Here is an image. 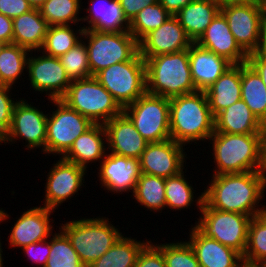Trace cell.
Masks as SVG:
<instances>
[{
	"label": "cell",
	"mask_w": 266,
	"mask_h": 267,
	"mask_svg": "<svg viewBox=\"0 0 266 267\" xmlns=\"http://www.w3.org/2000/svg\"><path fill=\"white\" fill-rule=\"evenodd\" d=\"M211 178L203 190L204 202L210 208L241 213L251 218L266 212V205L260 203L265 197L266 172L221 174Z\"/></svg>",
	"instance_id": "cell-1"
},
{
	"label": "cell",
	"mask_w": 266,
	"mask_h": 267,
	"mask_svg": "<svg viewBox=\"0 0 266 267\" xmlns=\"http://www.w3.org/2000/svg\"><path fill=\"white\" fill-rule=\"evenodd\" d=\"M169 106L170 135L175 142L184 146L206 142L214 133L215 119L205 91L170 98Z\"/></svg>",
	"instance_id": "cell-2"
},
{
	"label": "cell",
	"mask_w": 266,
	"mask_h": 267,
	"mask_svg": "<svg viewBox=\"0 0 266 267\" xmlns=\"http://www.w3.org/2000/svg\"><path fill=\"white\" fill-rule=\"evenodd\" d=\"M144 60L146 93L170 99L197 91L191 75L189 49Z\"/></svg>",
	"instance_id": "cell-3"
},
{
	"label": "cell",
	"mask_w": 266,
	"mask_h": 267,
	"mask_svg": "<svg viewBox=\"0 0 266 267\" xmlns=\"http://www.w3.org/2000/svg\"><path fill=\"white\" fill-rule=\"evenodd\" d=\"M109 218H80L61 224L59 229L68 237L85 267L108 251L123 235Z\"/></svg>",
	"instance_id": "cell-4"
},
{
	"label": "cell",
	"mask_w": 266,
	"mask_h": 267,
	"mask_svg": "<svg viewBox=\"0 0 266 267\" xmlns=\"http://www.w3.org/2000/svg\"><path fill=\"white\" fill-rule=\"evenodd\" d=\"M208 141L216 165L213 175L261 171L258 134L214 132Z\"/></svg>",
	"instance_id": "cell-5"
},
{
	"label": "cell",
	"mask_w": 266,
	"mask_h": 267,
	"mask_svg": "<svg viewBox=\"0 0 266 267\" xmlns=\"http://www.w3.org/2000/svg\"><path fill=\"white\" fill-rule=\"evenodd\" d=\"M82 38L86 45L92 76L113 64L132 60L139 53V42L129 31L106 32L88 29L83 31Z\"/></svg>",
	"instance_id": "cell-6"
},
{
	"label": "cell",
	"mask_w": 266,
	"mask_h": 267,
	"mask_svg": "<svg viewBox=\"0 0 266 267\" xmlns=\"http://www.w3.org/2000/svg\"><path fill=\"white\" fill-rule=\"evenodd\" d=\"M61 100L98 124H104L123 112V108L94 76L72 80Z\"/></svg>",
	"instance_id": "cell-7"
},
{
	"label": "cell",
	"mask_w": 266,
	"mask_h": 267,
	"mask_svg": "<svg viewBox=\"0 0 266 267\" xmlns=\"http://www.w3.org/2000/svg\"><path fill=\"white\" fill-rule=\"evenodd\" d=\"M94 77L122 108L146 93V65L140 53L132 60L101 70Z\"/></svg>",
	"instance_id": "cell-8"
},
{
	"label": "cell",
	"mask_w": 266,
	"mask_h": 267,
	"mask_svg": "<svg viewBox=\"0 0 266 267\" xmlns=\"http://www.w3.org/2000/svg\"><path fill=\"white\" fill-rule=\"evenodd\" d=\"M194 225L203 235L230 247L242 256L247 246L248 225L251 217L210 208L205 202Z\"/></svg>",
	"instance_id": "cell-9"
},
{
	"label": "cell",
	"mask_w": 266,
	"mask_h": 267,
	"mask_svg": "<svg viewBox=\"0 0 266 267\" xmlns=\"http://www.w3.org/2000/svg\"><path fill=\"white\" fill-rule=\"evenodd\" d=\"M123 112L149 143L171 139L169 98L145 93Z\"/></svg>",
	"instance_id": "cell-10"
},
{
	"label": "cell",
	"mask_w": 266,
	"mask_h": 267,
	"mask_svg": "<svg viewBox=\"0 0 266 267\" xmlns=\"http://www.w3.org/2000/svg\"><path fill=\"white\" fill-rule=\"evenodd\" d=\"M56 110L48 113L45 154L61 157L70 149L75 139L94 123L61 99H49Z\"/></svg>",
	"instance_id": "cell-11"
},
{
	"label": "cell",
	"mask_w": 266,
	"mask_h": 267,
	"mask_svg": "<svg viewBox=\"0 0 266 267\" xmlns=\"http://www.w3.org/2000/svg\"><path fill=\"white\" fill-rule=\"evenodd\" d=\"M220 12L235 40L247 53L257 52L266 27L262 3L224 4Z\"/></svg>",
	"instance_id": "cell-12"
},
{
	"label": "cell",
	"mask_w": 266,
	"mask_h": 267,
	"mask_svg": "<svg viewBox=\"0 0 266 267\" xmlns=\"http://www.w3.org/2000/svg\"><path fill=\"white\" fill-rule=\"evenodd\" d=\"M31 104L24 98L18 100L13 109L11 126L1 138V144L15 143L21 138L27 142L26 149L40 150L42 147V152L45 153L48 114Z\"/></svg>",
	"instance_id": "cell-13"
},
{
	"label": "cell",
	"mask_w": 266,
	"mask_h": 267,
	"mask_svg": "<svg viewBox=\"0 0 266 267\" xmlns=\"http://www.w3.org/2000/svg\"><path fill=\"white\" fill-rule=\"evenodd\" d=\"M30 52L27 60V74L30 87L37 93L46 92L49 99H61L67 92L72 80L67 76L58 57Z\"/></svg>",
	"instance_id": "cell-14"
},
{
	"label": "cell",
	"mask_w": 266,
	"mask_h": 267,
	"mask_svg": "<svg viewBox=\"0 0 266 267\" xmlns=\"http://www.w3.org/2000/svg\"><path fill=\"white\" fill-rule=\"evenodd\" d=\"M51 167L46 179L43 207L56 210L64 201L72 199L78 193L85 183L87 170L62 157Z\"/></svg>",
	"instance_id": "cell-15"
},
{
	"label": "cell",
	"mask_w": 266,
	"mask_h": 267,
	"mask_svg": "<svg viewBox=\"0 0 266 267\" xmlns=\"http://www.w3.org/2000/svg\"><path fill=\"white\" fill-rule=\"evenodd\" d=\"M185 149L173 139L148 143L139 158L141 173L165 179L180 173L185 170V158H188Z\"/></svg>",
	"instance_id": "cell-16"
},
{
	"label": "cell",
	"mask_w": 266,
	"mask_h": 267,
	"mask_svg": "<svg viewBox=\"0 0 266 267\" xmlns=\"http://www.w3.org/2000/svg\"><path fill=\"white\" fill-rule=\"evenodd\" d=\"M98 168L99 182L104 190L114 194L132 191L133 194L141 174L139 159L107 152Z\"/></svg>",
	"instance_id": "cell-17"
},
{
	"label": "cell",
	"mask_w": 266,
	"mask_h": 267,
	"mask_svg": "<svg viewBox=\"0 0 266 267\" xmlns=\"http://www.w3.org/2000/svg\"><path fill=\"white\" fill-rule=\"evenodd\" d=\"M192 43L177 17L172 15L139 42V53L144 59H148L189 49Z\"/></svg>",
	"instance_id": "cell-18"
},
{
	"label": "cell",
	"mask_w": 266,
	"mask_h": 267,
	"mask_svg": "<svg viewBox=\"0 0 266 267\" xmlns=\"http://www.w3.org/2000/svg\"><path fill=\"white\" fill-rule=\"evenodd\" d=\"M54 211L38 206L23 212L19 218H16L18 220L9 233V245L22 249L29 244L49 239L53 235L54 227L50 222L53 223L54 220L50 218V215Z\"/></svg>",
	"instance_id": "cell-19"
},
{
	"label": "cell",
	"mask_w": 266,
	"mask_h": 267,
	"mask_svg": "<svg viewBox=\"0 0 266 267\" xmlns=\"http://www.w3.org/2000/svg\"><path fill=\"white\" fill-rule=\"evenodd\" d=\"M108 153L139 159L148 145L130 118L122 112L103 124Z\"/></svg>",
	"instance_id": "cell-20"
},
{
	"label": "cell",
	"mask_w": 266,
	"mask_h": 267,
	"mask_svg": "<svg viewBox=\"0 0 266 267\" xmlns=\"http://www.w3.org/2000/svg\"><path fill=\"white\" fill-rule=\"evenodd\" d=\"M202 48L226 58L232 64L247 62L248 54L240 47L230 31L227 20L219 12L205 32L195 42Z\"/></svg>",
	"instance_id": "cell-21"
},
{
	"label": "cell",
	"mask_w": 266,
	"mask_h": 267,
	"mask_svg": "<svg viewBox=\"0 0 266 267\" xmlns=\"http://www.w3.org/2000/svg\"><path fill=\"white\" fill-rule=\"evenodd\" d=\"M189 241L200 267H240L242 255L236 250L224 246L213 238L203 235L192 225Z\"/></svg>",
	"instance_id": "cell-22"
},
{
	"label": "cell",
	"mask_w": 266,
	"mask_h": 267,
	"mask_svg": "<svg viewBox=\"0 0 266 267\" xmlns=\"http://www.w3.org/2000/svg\"><path fill=\"white\" fill-rule=\"evenodd\" d=\"M192 80L198 91H205L233 64L226 58L193 42L189 47Z\"/></svg>",
	"instance_id": "cell-23"
},
{
	"label": "cell",
	"mask_w": 266,
	"mask_h": 267,
	"mask_svg": "<svg viewBox=\"0 0 266 267\" xmlns=\"http://www.w3.org/2000/svg\"><path fill=\"white\" fill-rule=\"evenodd\" d=\"M107 137L103 124L94 123L87 131L78 136L63 159L87 170L91 163H100L107 152ZM101 160V161H100ZM90 163V164H89Z\"/></svg>",
	"instance_id": "cell-24"
},
{
	"label": "cell",
	"mask_w": 266,
	"mask_h": 267,
	"mask_svg": "<svg viewBox=\"0 0 266 267\" xmlns=\"http://www.w3.org/2000/svg\"><path fill=\"white\" fill-rule=\"evenodd\" d=\"M86 8L87 16L82 17L83 30L106 32L129 31V21L124 16L119 0H90ZM89 24V25H88Z\"/></svg>",
	"instance_id": "cell-25"
},
{
	"label": "cell",
	"mask_w": 266,
	"mask_h": 267,
	"mask_svg": "<svg viewBox=\"0 0 266 267\" xmlns=\"http://www.w3.org/2000/svg\"><path fill=\"white\" fill-rule=\"evenodd\" d=\"M210 110L215 117L228 106L241 99V64L229 67L205 90Z\"/></svg>",
	"instance_id": "cell-26"
},
{
	"label": "cell",
	"mask_w": 266,
	"mask_h": 267,
	"mask_svg": "<svg viewBox=\"0 0 266 267\" xmlns=\"http://www.w3.org/2000/svg\"><path fill=\"white\" fill-rule=\"evenodd\" d=\"M221 4L213 0H192L175 16L187 36L196 42L220 12Z\"/></svg>",
	"instance_id": "cell-27"
},
{
	"label": "cell",
	"mask_w": 266,
	"mask_h": 267,
	"mask_svg": "<svg viewBox=\"0 0 266 267\" xmlns=\"http://www.w3.org/2000/svg\"><path fill=\"white\" fill-rule=\"evenodd\" d=\"M13 21L12 43L30 51L40 50L44 44L49 24L41 16L39 9L33 8Z\"/></svg>",
	"instance_id": "cell-28"
},
{
	"label": "cell",
	"mask_w": 266,
	"mask_h": 267,
	"mask_svg": "<svg viewBox=\"0 0 266 267\" xmlns=\"http://www.w3.org/2000/svg\"><path fill=\"white\" fill-rule=\"evenodd\" d=\"M215 131L228 134H258L261 126L259 119L240 99L228 106L215 117Z\"/></svg>",
	"instance_id": "cell-29"
},
{
	"label": "cell",
	"mask_w": 266,
	"mask_h": 267,
	"mask_svg": "<svg viewBox=\"0 0 266 267\" xmlns=\"http://www.w3.org/2000/svg\"><path fill=\"white\" fill-rule=\"evenodd\" d=\"M241 99L261 123L266 122V86L247 62L241 64Z\"/></svg>",
	"instance_id": "cell-30"
},
{
	"label": "cell",
	"mask_w": 266,
	"mask_h": 267,
	"mask_svg": "<svg viewBox=\"0 0 266 267\" xmlns=\"http://www.w3.org/2000/svg\"><path fill=\"white\" fill-rule=\"evenodd\" d=\"M149 242L122 235L108 251L88 267H135L139 253Z\"/></svg>",
	"instance_id": "cell-31"
},
{
	"label": "cell",
	"mask_w": 266,
	"mask_h": 267,
	"mask_svg": "<svg viewBox=\"0 0 266 267\" xmlns=\"http://www.w3.org/2000/svg\"><path fill=\"white\" fill-rule=\"evenodd\" d=\"M184 171L168 177L165 179V198H166V207L171 210H182L188 209L191 207L193 202L197 203V210H201V207L204 202V192L201 193L197 199L194 197V190L192 184L185 178ZM195 199V201H194ZM197 201V202H196Z\"/></svg>",
	"instance_id": "cell-32"
},
{
	"label": "cell",
	"mask_w": 266,
	"mask_h": 267,
	"mask_svg": "<svg viewBox=\"0 0 266 267\" xmlns=\"http://www.w3.org/2000/svg\"><path fill=\"white\" fill-rule=\"evenodd\" d=\"M132 195L147 211L162 212L166 208L165 178L141 173Z\"/></svg>",
	"instance_id": "cell-33"
},
{
	"label": "cell",
	"mask_w": 266,
	"mask_h": 267,
	"mask_svg": "<svg viewBox=\"0 0 266 267\" xmlns=\"http://www.w3.org/2000/svg\"><path fill=\"white\" fill-rule=\"evenodd\" d=\"M30 50L14 43L5 44L0 51V84L12 86L25 76ZM23 73V74H22Z\"/></svg>",
	"instance_id": "cell-34"
},
{
	"label": "cell",
	"mask_w": 266,
	"mask_h": 267,
	"mask_svg": "<svg viewBox=\"0 0 266 267\" xmlns=\"http://www.w3.org/2000/svg\"><path fill=\"white\" fill-rule=\"evenodd\" d=\"M71 26L72 25L49 26L42 48L34 52H40V55L44 53L54 57H59L68 52L82 40L84 31L80 25L79 30L78 28L75 30Z\"/></svg>",
	"instance_id": "cell-35"
},
{
	"label": "cell",
	"mask_w": 266,
	"mask_h": 267,
	"mask_svg": "<svg viewBox=\"0 0 266 267\" xmlns=\"http://www.w3.org/2000/svg\"><path fill=\"white\" fill-rule=\"evenodd\" d=\"M80 0H47L40 8V14L50 26L78 25L82 21Z\"/></svg>",
	"instance_id": "cell-36"
},
{
	"label": "cell",
	"mask_w": 266,
	"mask_h": 267,
	"mask_svg": "<svg viewBox=\"0 0 266 267\" xmlns=\"http://www.w3.org/2000/svg\"><path fill=\"white\" fill-rule=\"evenodd\" d=\"M242 258L248 263L266 264V212L250 219Z\"/></svg>",
	"instance_id": "cell-37"
},
{
	"label": "cell",
	"mask_w": 266,
	"mask_h": 267,
	"mask_svg": "<svg viewBox=\"0 0 266 267\" xmlns=\"http://www.w3.org/2000/svg\"><path fill=\"white\" fill-rule=\"evenodd\" d=\"M172 15L159 3L145 7L129 22V32L140 42Z\"/></svg>",
	"instance_id": "cell-38"
},
{
	"label": "cell",
	"mask_w": 266,
	"mask_h": 267,
	"mask_svg": "<svg viewBox=\"0 0 266 267\" xmlns=\"http://www.w3.org/2000/svg\"><path fill=\"white\" fill-rule=\"evenodd\" d=\"M45 267H85L68 237L60 230L51 238V250Z\"/></svg>",
	"instance_id": "cell-39"
},
{
	"label": "cell",
	"mask_w": 266,
	"mask_h": 267,
	"mask_svg": "<svg viewBox=\"0 0 266 267\" xmlns=\"http://www.w3.org/2000/svg\"><path fill=\"white\" fill-rule=\"evenodd\" d=\"M58 58L71 80L92 77L88 53L83 40Z\"/></svg>",
	"instance_id": "cell-40"
},
{
	"label": "cell",
	"mask_w": 266,
	"mask_h": 267,
	"mask_svg": "<svg viewBox=\"0 0 266 267\" xmlns=\"http://www.w3.org/2000/svg\"><path fill=\"white\" fill-rule=\"evenodd\" d=\"M159 244L154 245L163 253L167 267H200L192 247L186 240Z\"/></svg>",
	"instance_id": "cell-41"
},
{
	"label": "cell",
	"mask_w": 266,
	"mask_h": 267,
	"mask_svg": "<svg viewBox=\"0 0 266 267\" xmlns=\"http://www.w3.org/2000/svg\"><path fill=\"white\" fill-rule=\"evenodd\" d=\"M13 86L0 84V138L9 130L15 104L18 102L11 98L10 90ZM13 99V100H12Z\"/></svg>",
	"instance_id": "cell-42"
},
{
	"label": "cell",
	"mask_w": 266,
	"mask_h": 267,
	"mask_svg": "<svg viewBox=\"0 0 266 267\" xmlns=\"http://www.w3.org/2000/svg\"><path fill=\"white\" fill-rule=\"evenodd\" d=\"M135 267H167L163 253L150 242L139 253Z\"/></svg>",
	"instance_id": "cell-43"
},
{
	"label": "cell",
	"mask_w": 266,
	"mask_h": 267,
	"mask_svg": "<svg viewBox=\"0 0 266 267\" xmlns=\"http://www.w3.org/2000/svg\"><path fill=\"white\" fill-rule=\"evenodd\" d=\"M24 254L37 266L45 267L51 250V237L40 242L29 244L22 248ZM38 263V264H37Z\"/></svg>",
	"instance_id": "cell-44"
},
{
	"label": "cell",
	"mask_w": 266,
	"mask_h": 267,
	"mask_svg": "<svg viewBox=\"0 0 266 267\" xmlns=\"http://www.w3.org/2000/svg\"><path fill=\"white\" fill-rule=\"evenodd\" d=\"M33 7L27 0H0V13L14 19L32 10Z\"/></svg>",
	"instance_id": "cell-45"
},
{
	"label": "cell",
	"mask_w": 266,
	"mask_h": 267,
	"mask_svg": "<svg viewBox=\"0 0 266 267\" xmlns=\"http://www.w3.org/2000/svg\"><path fill=\"white\" fill-rule=\"evenodd\" d=\"M124 16L130 22L142 9L158 2V0H119Z\"/></svg>",
	"instance_id": "cell-46"
},
{
	"label": "cell",
	"mask_w": 266,
	"mask_h": 267,
	"mask_svg": "<svg viewBox=\"0 0 266 267\" xmlns=\"http://www.w3.org/2000/svg\"><path fill=\"white\" fill-rule=\"evenodd\" d=\"M247 63L257 72L266 86V59L254 52L248 54Z\"/></svg>",
	"instance_id": "cell-47"
},
{
	"label": "cell",
	"mask_w": 266,
	"mask_h": 267,
	"mask_svg": "<svg viewBox=\"0 0 266 267\" xmlns=\"http://www.w3.org/2000/svg\"><path fill=\"white\" fill-rule=\"evenodd\" d=\"M13 40V21L11 18L0 13V41L5 44L12 43Z\"/></svg>",
	"instance_id": "cell-48"
},
{
	"label": "cell",
	"mask_w": 266,
	"mask_h": 267,
	"mask_svg": "<svg viewBox=\"0 0 266 267\" xmlns=\"http://www.w3.org/2000/svg\"><path fill=\"white\" fill-rule=\"evenodd\" d=\"M259 136V159L261 171L266 172V122L261 123Z\"/></svg>",
	"instance_id": "cell-49"
},
{
	"label": "cell",
	"mask_w": 266,
	"mask_h": 267,
	"mask_svg": "<svg viewBox=\"0 0 266 267\" xmlns=\"http://www.w3.org/2000/svg\"><path fill=\"white\" fill-rule=\"evenodd\" d=\"M158 1L171 15H175L192 0H158Z\"/></svg>",
	"instance_id": "cell-50"
},
{
	"label": "cell",
	"mask_w": 266,
	"mask_h": 267,
	"mask_svg": "<svg viewBox=\"0 0 266 267\" xmlns=\"http://www.w3.org/2000/svg\"><path fill=\"white\" fill-rule=\"evenodd\" d=\"M257 53L264 59H266V27L263 31L260 47Z\"/></svg>",
	"instance_id": "cell-51"
},
{
	"label": "cell",
	"mask_w": 266,
	"mask_h": 267,
	"mask_svg": "<svg viewBox=\"0 0 266 267\" xmlns=\"http://www.w3.org/2000/svg\"><path fill=\"white\" fill-rule=\"evenodd\" d=\"M263 0H221V6L224 4L235 3H262Z\"/></svg>",
	"instance_id": "cell-52"
},
{
	"label": "cell",
	"mask_w": 266,
	"mask_h": 267,
	"mask_svg": "<svg viewBox=\"0 0 266 267\" xmlns=\"http://www.w3.org/2000/svg\"><path fill=\"white\" fill-rule=\"evenodd\" d=\"M33 8L39 9L47 0H27Z\"/></svg>",
	"instance_id": "cell-53"
},
{
	"label": "cell",
	"mask_w": 266,
	"mask_h": 267,
	"mask_svg": "<svg viewBox=\"0 0 266 267\" xmlns=\"http://www.w3.org/2000/svg\"><path fill=\"white\" fill-rule=\"evenodd\" d=\"M240 267H266V264H253L243 261Z\"/></svg>",
	"instance_id": "cell-54"
},
{
	"label": "cell",
	"mask_w": 266,
	"mask_h": 267,
	"mask_svg": "<svg viewBox=\"0 0 266 267\" xmlns=\"http://www.w3.org/2000/svg\"><path fill=\"white\" fill-rule=\"evenodd\" d=\"M9 214H7V212H5V210H3V208L0 209V224L3 221L8 220L7 218H9Z\"/></svg>",
	"instance_id": "cell-55"
},
{
	"label": "cell",
	"mask_w": 266,
	"mask_h": 267,
	"mask_svg": "<svg viewBox=\"0 0 266 267\" xmlns=\"http://www.w3.org/2000/svg\"><path fill=\"white\" fill-rule=\"evenodd\" d=\"M0 239H1V238H0ZM0 241H1V240H0ZM1 245H2V244H1V242H0V266L3 267V264H4V263H3V260H4V259H2V255H3L2 252H3V251H2V248H1L2 246H1ZM1 253H2V254H1Z\"/></svg>",
	"instance_id": "cell-56"
},
{
	"label": "cell",
	"mask_w": 266,
	"mask_h": 267,
	"mask_svg": "<svg viewBox=\"0 0 266 267\" xmlns=\"http://www.w3.org/2000/svg\"><path fill=\"white\" fill-rule=\"evenodd\" d=\"M263 4V9H264V17H265V22H266V0L262 1Z\"/></svg>",
	"instance_id": "cell-57"
},
{
	"label": "cell",
	"mask_w": 266,
	"mask_h": 267,
	"mask_svg": "<svg viewBox=\"0 0 266 267\" xmlns=\"http://www.w3.org/2000/svg\"><path fill=\"white\" fill-rule=\"evenodd\" d=\"M5 43L0 41V51L2 50V48L4 47Z\"/></svg>",
	"instance_id": "cell-58"
},
{
	"label": "cell",
	"mask_w": 266,
	"mask_h": 267,
	"mask_svg": "<svg viewBox=\"0 0 266 267\" xmlns=\"http://www.w3.org/2000/svg\"><path fill=\"white\" fill-rule=\"evenodd\" d=\"M213 1H216V2H218V3H220V4H221V0H213Z\"/></svg>",
	"instance_id": "cell-59"
}]
</instances>
